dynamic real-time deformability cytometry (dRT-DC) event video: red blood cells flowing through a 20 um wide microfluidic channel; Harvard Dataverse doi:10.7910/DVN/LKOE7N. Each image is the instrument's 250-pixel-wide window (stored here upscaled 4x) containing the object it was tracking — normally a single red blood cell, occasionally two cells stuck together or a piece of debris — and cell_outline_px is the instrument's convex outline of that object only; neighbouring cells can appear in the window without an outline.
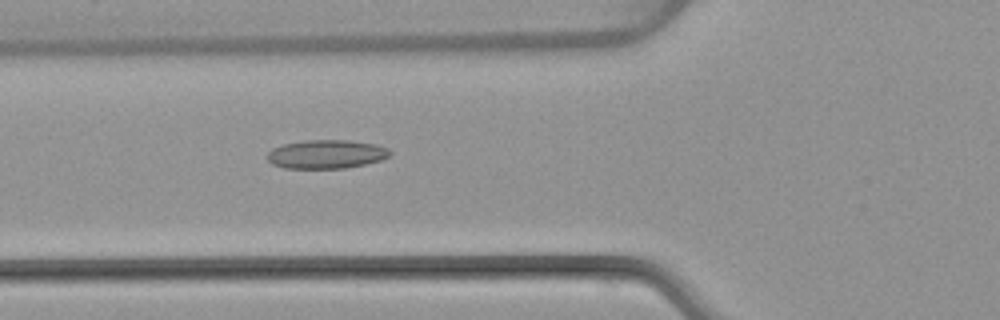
{"species": "common noctule bat (a hibernating species)", "species_latin": "Nyctalus noctula", "temperature_condition": "warm", "stored_images_in_passage": 50, "camera_frame_rate_fps": 3000, "um_per_image_px": 0.085, "animal": {"sex": "female", "body_mass_g": 22.7, "forearm_length_mm": 54.2}, "frame": {"image": 1, "passage_image": 19, "time_ms": 6.0, "image_size_px": [1000, 320], "cell_outline_px": [[392, 152], [388, 156], [380, 160], [364, 164], [344, 168], [284, 168], [272, 164], [268, 160], [268, 152], [272, 148], [284, 144], [304, 140], [348, 140], [376, 144], [388, 148]], "centroid_in_image_um": [27.73, 13.1], "position_along_channel_um": 98.1, "area_um2": 20.46}}
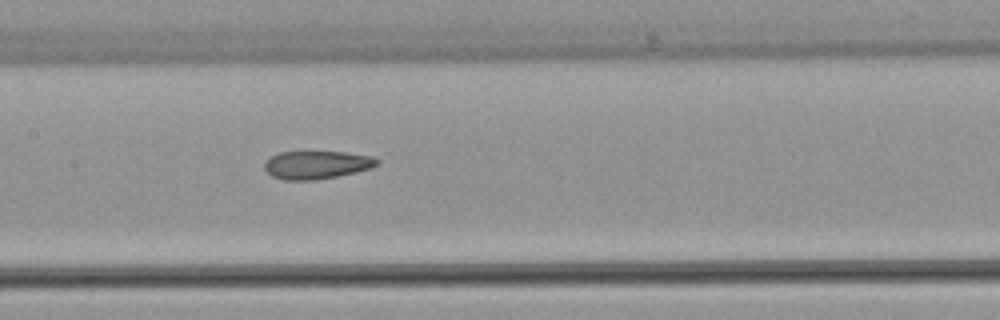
{"frame": {"image": 2, "passage_image": 25, "time_ms": 8.0, "image_size_px": [1000, 320], "cell_outline_px": [[380, 164], [372, 168], [356, 172], [316, 180], [284, 180], [272, 176], [264, 168], [264, 164], [272, 156], [280, 152], [344, 152], [372, 156], [380, 160]], "centroid_in_image_um": [26.96, 14.01], "position_along_channel_um": 180.4, "area_um2": 18.38}}
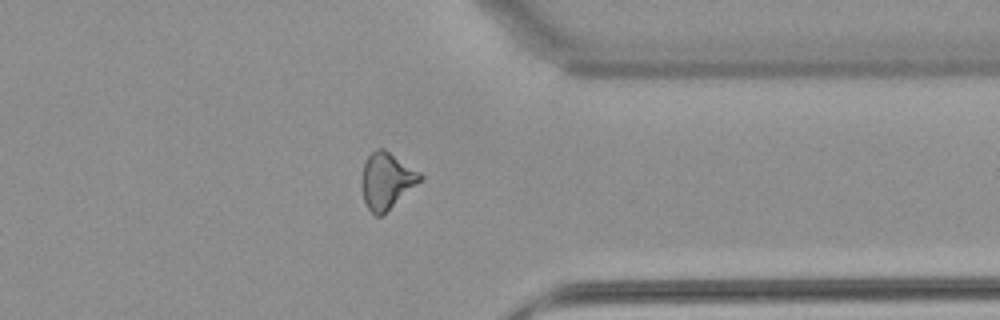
{"frame": {"image": 3, "passage_image": 40, "time_ms": 13.0, "image_size_px": [1000, 320], "cell_outline_px": [[424, 176], [420, 180], [380, 216], [376, 216], [368, 208], [364, 200], [364, 164], [368, 156], [376, 148], [384, 148], [420, 172]], "centroid_in_image_um": [32.88, 15.31], "position_along_channel_um": 378.5, "area_um2": 18.15}, "authors_computed_cell_mechanics": {"area_um2": 19.7387, "velocity_mm_per_s": 4.0876, "shape_relaxation_time_tau1_ms": null, "shape_relaxation_time_tau2_ms": 2.4765, "deformation_change_tau1": null, "deformation_change_tau2": 0.098}}